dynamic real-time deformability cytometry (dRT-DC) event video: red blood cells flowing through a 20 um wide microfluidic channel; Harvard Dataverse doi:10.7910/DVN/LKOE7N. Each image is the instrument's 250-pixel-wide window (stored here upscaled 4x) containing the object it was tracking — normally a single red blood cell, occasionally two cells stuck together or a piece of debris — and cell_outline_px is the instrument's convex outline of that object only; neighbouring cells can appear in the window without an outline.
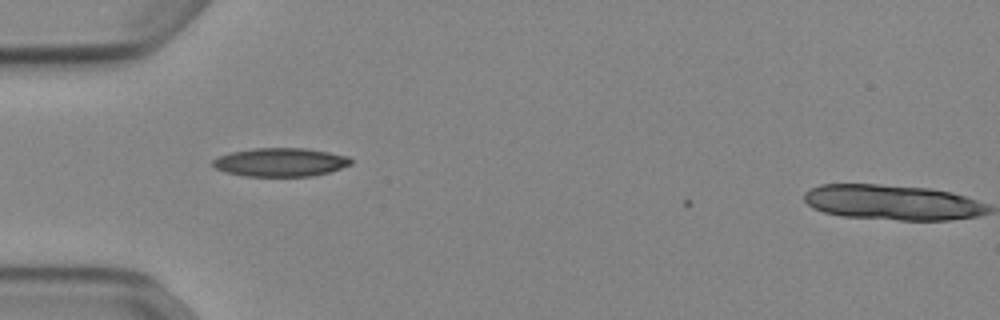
{"species": "Egyptian fruit bat (a non-hibernating species)", "species_latin": "Rousettus aegyptiacus", "temperature_condition": "cold", "stored_images_in_passage": 32, "camera_frame_rate_fps": 3000, "um_per_image_px": 0.085, "animal": {"sex": "female"}, "frame": {"image": 1, "passage_image": 1, "time_ms": 0.0, "image_size_px": [1000, 320], "cell_outline_px": [[352, 164], [328, 172], [312, 176], [244, 176], [228, 172], [216, 168], [212, 164], [212, 160], [228, 152], [252, 148], [304, 148], [328, 152], [348, 156], [352, 160]], "centroid_in_image_um": [23.83, 13.78], "position_along_channel_um": 61.2, "area_um2": 22.89}}
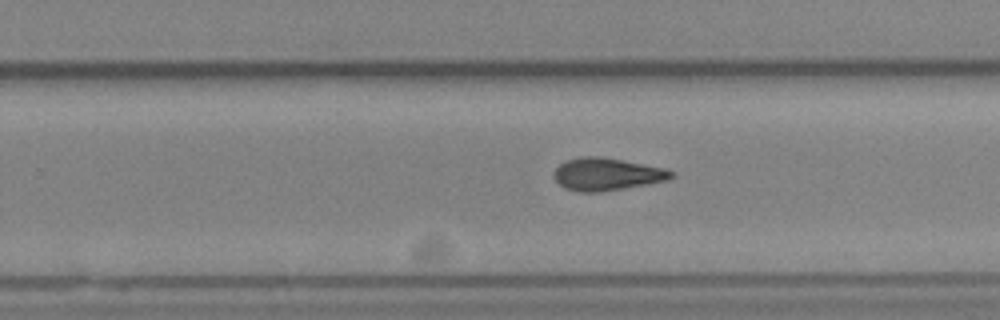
{"frame": {"image": 2, "passage_image": 18, "time_ms": 5.667, "image_size_px": [1000, 320], "cell_outline_px": [[676, 176], [668, 180], [624, 188], [600, 192], [580, 192], [564, 188], [552, 176], [552, 172], [564, 160], [580, 156], [596, 156], [620, 160], [664, 168], [672, 172]], "centroid_in_image_um": [51.52, 14.81], "position_along_channel_um": 278.3, "area_um2": 22.14}}
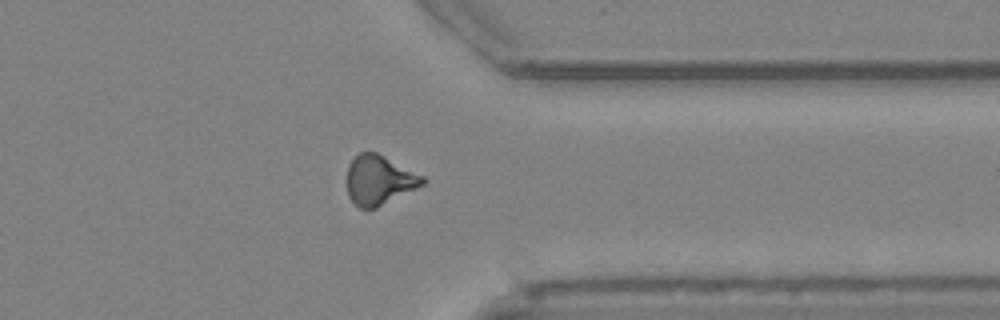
{"frame": {"image": 3, "passage_image": 26, "time_ms": 8.333, "image_size_px": [1000, 320], "cell_outline_px": [[424, 184], [376, 208], [360, 208], [348, 196], [348, 164], [360, 152], [376, 152], [424, 176]], "centroid_in_image_um": [32.22, 15.3], "position_along_channel_um": 379.2, "area_um2": 21.39}}